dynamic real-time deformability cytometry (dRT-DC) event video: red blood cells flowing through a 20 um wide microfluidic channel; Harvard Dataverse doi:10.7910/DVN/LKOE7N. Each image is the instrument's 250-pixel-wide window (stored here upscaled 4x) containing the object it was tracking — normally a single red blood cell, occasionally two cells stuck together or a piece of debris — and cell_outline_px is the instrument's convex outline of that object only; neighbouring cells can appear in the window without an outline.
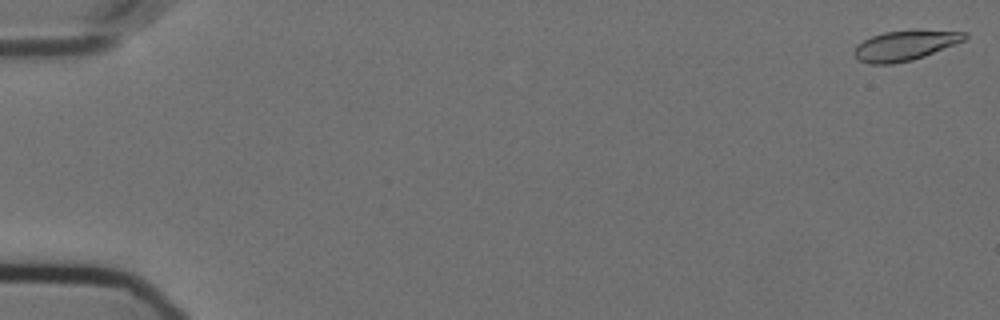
{"species": "Egyptian fruit bat (a non-hibernating species)", "species_latin": "Rousettus aegyptiacus", "temperature_condition": "cold", "stored_images_in_passage": 4, "camera_frame_rate_fps": 3000, "um_per_image_px": 0.085, "animal": {"sex": "female"}, "frame": {"image": 1, "passage_image": 1, "time_ms": 0.0, "image_size_px": [1000, 320], "cell_outline_px": [[968, 36], [964, 40], [924, 56], [912, 60], [892, 64], [868, 64], [860, 60], [852, 52], [856, 44], [872, 36], [884, 32], [912, 28], [920, 28], [968, 32]], "centroid_in_image_um": [76.94, 3.82], "position_along_channel_um": 8.1, "area_um2": 19.83}}